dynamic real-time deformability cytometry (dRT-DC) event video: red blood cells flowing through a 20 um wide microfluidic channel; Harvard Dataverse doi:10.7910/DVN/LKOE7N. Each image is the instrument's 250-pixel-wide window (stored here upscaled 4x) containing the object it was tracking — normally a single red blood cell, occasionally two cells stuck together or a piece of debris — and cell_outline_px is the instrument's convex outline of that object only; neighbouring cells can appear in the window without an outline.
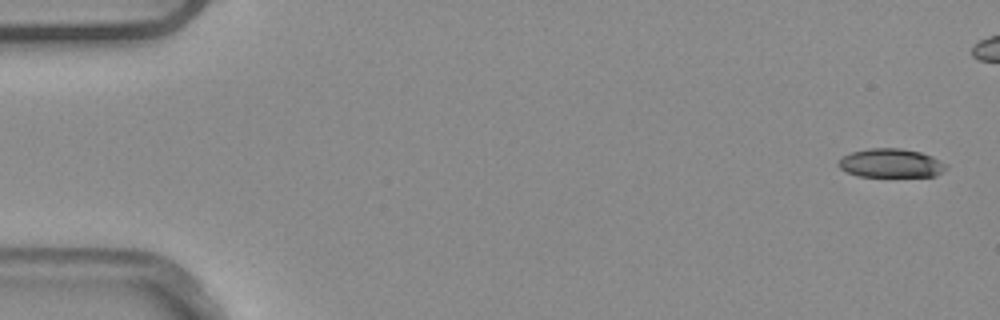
{"species": "common noctule bat (a hibernating species)", "species_latin": "Nyctalus noctula", "temperature_condition": "warm", "stored_images_in_passage": 5, "camera_frame_rate_fps": 3000, "um_per_image_px": 0.085, "animal": {"sex": "male", "body_mass_g": 20.4}, "frame": {"image": 1, "passage_image": 1, "time_ms": 0.0, "image_size_px": [1000, 320], "cell_outline_px": [[948, 168], [936, 176], [856, 176], [840, 168], [836, 164], [844, 156], [852, 152], [868, 148], [900, 148], [920, 152], [932, 156], [948, 164]], "centroid_in_image_um": [75.76, 13.87], "position_along_channel_um": 9.2, "area_um2": 18.09}}
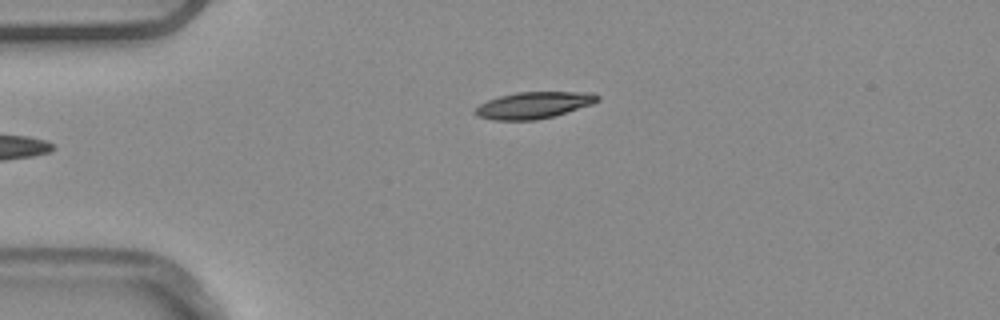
{"frame": {"image": 2, "passage_image": 5, "time_ms": 1.333, "image_size_px": [1000, 320], "cell_outline_px": [[600, 100], [592, 104], [552, 116], [536, 120], [492, 120], [476, 116], [472, 112], [480, 104], [488, 100], [500, 96], [516, 92], [592, 92], [600, 96]], "centroid_in_image_um": [45.34, 8.94], "position_along_channel_um": 39.7, "area_um2": 18.96}}